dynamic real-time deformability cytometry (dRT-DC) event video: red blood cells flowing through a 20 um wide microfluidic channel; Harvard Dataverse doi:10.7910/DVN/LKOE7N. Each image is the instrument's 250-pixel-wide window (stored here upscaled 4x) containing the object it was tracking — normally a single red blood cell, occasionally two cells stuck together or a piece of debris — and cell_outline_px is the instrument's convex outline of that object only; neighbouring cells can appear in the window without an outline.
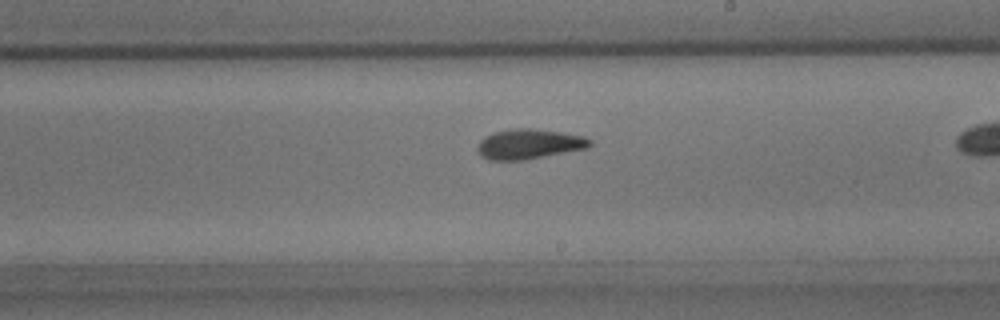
{"species": "common noctule bat (a hibernating species)", "species_latin": "Nyctalus noctula", "temperature_condition": "room temperature", "stored_images_in_passage": 39, "camera_frame_rate_fps": 3000, "um_per_image_px": 0.085, "animal": {"sex": "male", "body_mass_g": 15.6}, "frame": {"image": 1, "passage_image": 28, "time_ms": 9.0, "image_size_px": [1000, 320], "cell_outline_px": [[592, 144], [584, 148], [516, 160], [492, 160], [484, 156], [480, 152], [480, 144], [488, 136], [496, 132], [552, 132], [580, 136], [588, 140]], "centroid_in_image_um": [44.97, 12.3], "position_along_channel_um": 244.0, "area_um2": 16.99}}